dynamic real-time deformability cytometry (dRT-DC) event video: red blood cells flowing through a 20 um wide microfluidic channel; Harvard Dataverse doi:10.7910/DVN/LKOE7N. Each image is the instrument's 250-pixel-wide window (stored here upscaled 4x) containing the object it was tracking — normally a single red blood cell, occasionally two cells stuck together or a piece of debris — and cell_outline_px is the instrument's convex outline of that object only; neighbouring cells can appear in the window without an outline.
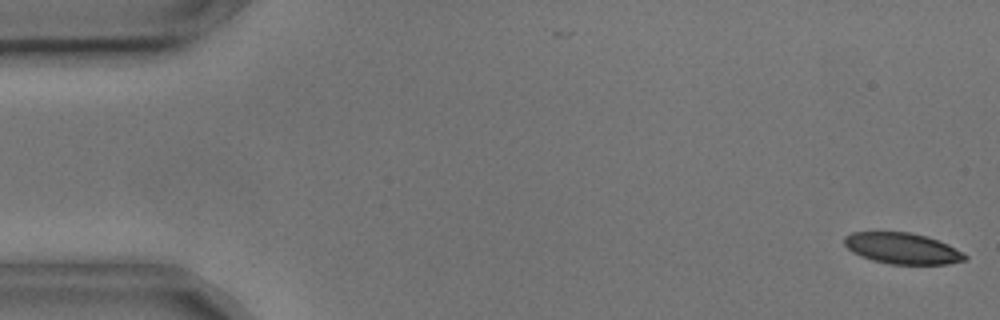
{"species": "common noctule bat (a hibernating species)", "species_latin": "Nyctalus noctula", "temperature_condition": "cold", "stored_images_in_passage": 55, "camera_frame_rate_fps": 3000, "um_per_image_px": 0.085, "animal": {"sex": "male", "body_mass_g": 17.9, "forearm_length_mm": 54.2}, "frame": {"image": 1, "passage_image": 1, "time_ms": 0.0, "image_size_px": [1000, 320], "cell_outline_px": [[968, 260], [948, 264], [892, 264], [872, 260], [860, 256], [852, 252], [844, 244], [844, 236], [852, 232], [908, 232], [924, 236], [948, 244], [964, 252], [968, 256]], "centroid_in_image_um": [76.71, 21.12], "position_along_channel_um": 8.3, "area_um2": 21.85}}
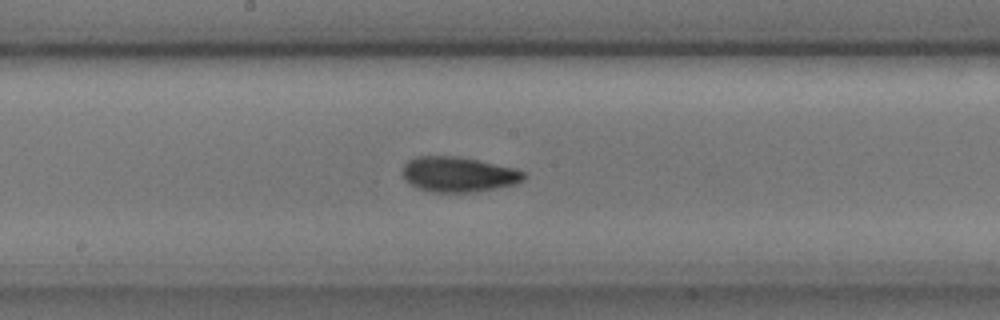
{"frame": {"image": 2, "passage_image": 28, "time_ms": 9.0, "image_size_px": [1000, 320], "cell_outline_px": [[528, 176], [524, 180], [516, 184], [476, 192], [432, 192], [416, 188], [404, 180], [404, 164], [408, 160], [416, 156], [460, 156], [516, 168], [524, 172]], "centroid_in_image_um": [38.99, 14.82], "position_along_channel_um": 209.2, "area_um2": 25.14}}
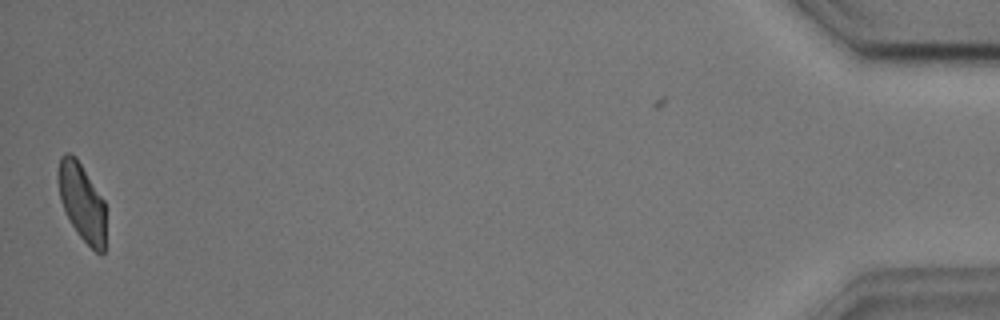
{"frame": {"image": 3, "passage_image": 54, "time_ms": 17.667, "image_size_px": [1000, 320], "cell_outline_px": [[104, 252], [96, 252], [76, 232], [60, 200], [56, 176], [56, 172], [60, 156], [64, 152], [68, 152], [76, 156], [104, 200]], "centroid_in_image_um": [6.91, 17.08], "position_along_channel_um": 428.3, "area_um2": 21.44}, "authors_computed_cell_mechanics": {"area_um2": 23.5824, "velocity_mm_per_s": 3.6152, "shape_relaxation_time_tau1_ms": 3.0129, "shape_relaxation_time_tau2_ms": 2.1034, "deformation_change_tau1": 0.1164, "deformation_change_tau2": 0.0717}}